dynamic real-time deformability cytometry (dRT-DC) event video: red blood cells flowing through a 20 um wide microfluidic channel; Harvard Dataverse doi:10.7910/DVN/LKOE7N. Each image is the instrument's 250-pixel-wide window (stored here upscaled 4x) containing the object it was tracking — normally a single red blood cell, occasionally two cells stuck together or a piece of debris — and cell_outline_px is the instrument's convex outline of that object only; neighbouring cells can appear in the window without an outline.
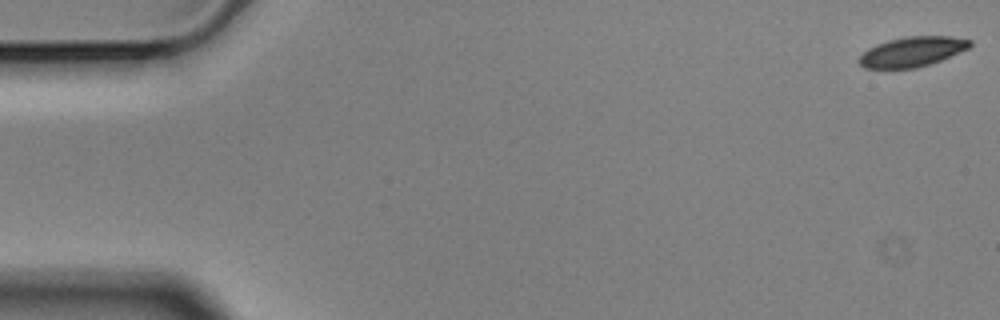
{"species": "Egyptian fruit bat (a non-hibernating species)", "species_latin": "Rousettus aegyptiacus", "temperature_condition": "cold", "stored_images_in_passage": 57, "camera_frame_rate_fps": 3000, "um_per_image_px": 0.085, "animal": {"sex": "male"}, "frame": {"image": 1, "passage_image": 1, "time_ms": 0.0, "image_size_px": [1000, 320], "cell_outline_px": [[972, 44], [968, 48], [940, 60], [916, 68], [864, 68], [860, 64], [860, 56], [868, 48], [876, 44], [888, 40], [904, 36], [952, 36], [972, 40]], "centroid_in_image_um": [77.54, 4.38], "position_along_channel_um": 7.5, "area_um2": 19.13}}
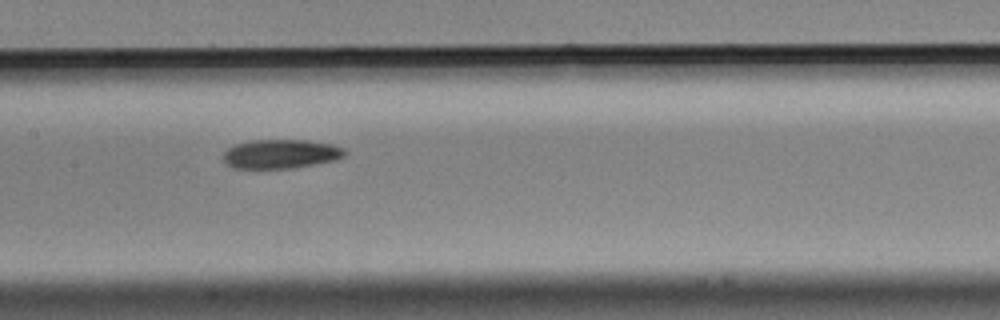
{"frame": {"image": 2, "passage_image": 28, "time_ms": 9.0, "image_size_px": [1000, 320], "cell_outline_px": [[348, 152], [344, 156], [336, 160], [292, 168], [232, 168], [224, 160], [224, 152], [228, 148], [236, 144], [252, 140], [308, 140], [332, 144], [344, 148]], "centroid_in_image_um": [23.9, 13.08], "position_along_channel_um": 183.5, "area_um2": 20.58}}
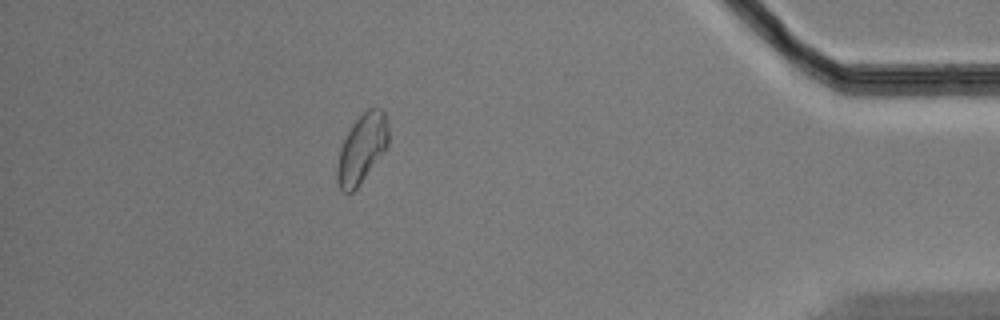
{"frame": {"image": 3, "passage_image": 51, "time_ms": 16.667, "image_size_px": [1000, 320], "cell_outline_px": [[388, 148], [360, 184], [352, 192], [340, 192], [336, 180], [336, 168], [340, 148], [352, 124], [368, 108], [380, 108], [384, 112], [388, 128]], "centroid_in_image_um": [30.75, 12.67], "position_along_channel_um": 404.4, "area_um2": 20.69}, "authors_computed_cell_mechanics": {"area_um2": 20.6924, "velocity_mm_per_s": 3.4973, "shape_relaxation_time_tau1_ms": 3.2002, "shape_relaxation_time_tau2_ms": null, "deformation_change_tau1": 0.1131, "deformation_change_tau2": null}}